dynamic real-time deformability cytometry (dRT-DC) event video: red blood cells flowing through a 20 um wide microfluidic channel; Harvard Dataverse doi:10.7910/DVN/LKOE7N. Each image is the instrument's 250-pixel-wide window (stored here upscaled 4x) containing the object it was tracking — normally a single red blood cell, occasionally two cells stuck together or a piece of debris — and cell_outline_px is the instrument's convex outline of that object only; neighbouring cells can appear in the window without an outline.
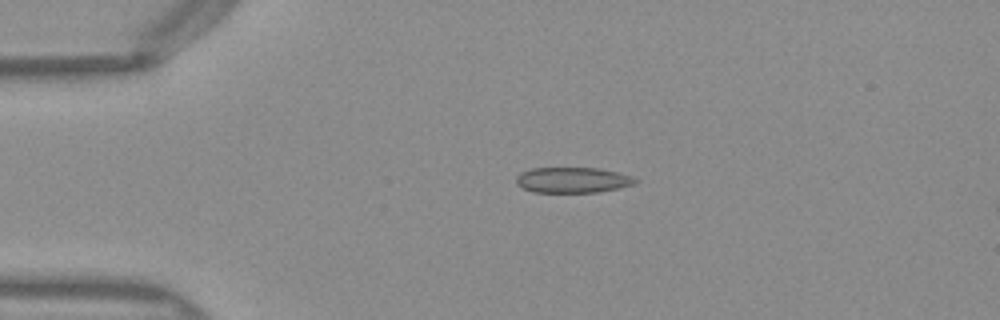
{"species": "Egyptian fruit bat (a non-hibernating species)", "species_latin": "Rousettus aegyptiacus", "temperature_condition": "warm", "stored_images_in_passage": 6, "camera_frame_rate_fps": 3000, "um_per_image_px": 0.085, "frame": {"image": 1, "passage_image": 1, "time_ms": 0.0, "image_size_px": [1000, 320], "cell_outline_px": [[640, 180], [636, 184], [620, 188], [600, 192], [532, 192], [516, 184], [516, 176], [520, 172], [532, 168], [600, 168], [632, 176]], "centroid_in_image_um": [48.7, 15.3], "position_along_channel_um": 36.3, "area_um2": 17.92}}